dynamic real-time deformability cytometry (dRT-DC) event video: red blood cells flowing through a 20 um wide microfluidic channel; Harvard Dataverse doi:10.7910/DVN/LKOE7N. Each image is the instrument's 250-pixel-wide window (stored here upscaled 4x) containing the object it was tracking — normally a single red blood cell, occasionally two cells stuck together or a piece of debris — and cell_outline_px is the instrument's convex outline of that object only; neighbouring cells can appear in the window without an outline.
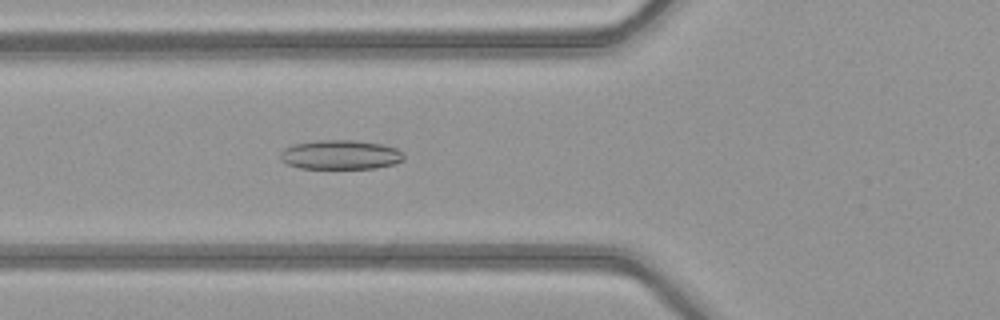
{"species": "common noctule bat (a hibernating species)", "species_latin": "Nyctalus noctula", "temperature_condition": "warm", "stored_images_in_passage": 44, "camera_frame_rate_fps": 3000, "um_per_image_px": 0.085, "animal": {"sex": "female", "body_mass_g": 21.9}, "frame": {"image": 1, "passage_image": 17, "time_ms": 5.333, "image_size_px": [1000, 320], "cell_outline_px": [[404, 160], [396, 164], [376, 168], [300, 168], [288, 164], [280, 160], [280, 152], [284, 148], [292, 144], [316, 140], [356, 140], [380, 144], [396, 148], [404, 152]], "centroid_in_image_um": [28.95, 13.15], "position_along_channel_um": 96.9, "area_um2": 21.33}}
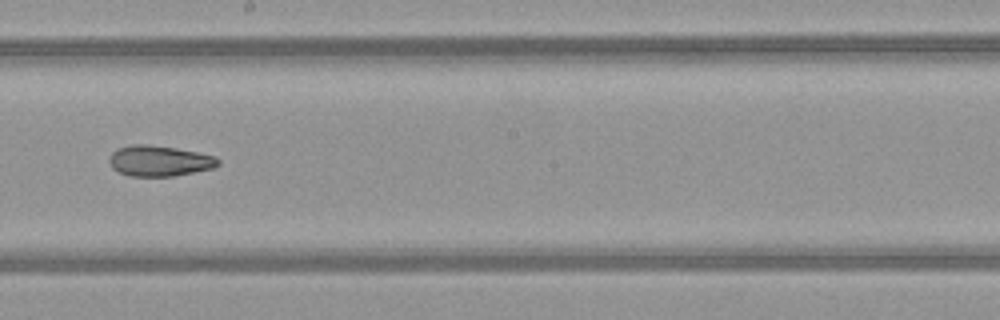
{"frame": {"image": 2, "passage_image": 27, "time_ms": 8.667, "image_size_px": [1000, 320], "cell_outline_px": [[220, 164], [212, 168], [172, 176], [128, 176], [112, 168], [108, 160], [108, 156], [116, 148], [132, 144], [148, 144], [176, 148], [200, 152], [216, 156], [220, 160]], "centroid_in_image_um": [13.52, 13.66], "position_along_channel_um": 234.7, "area_um2": 19.65}}
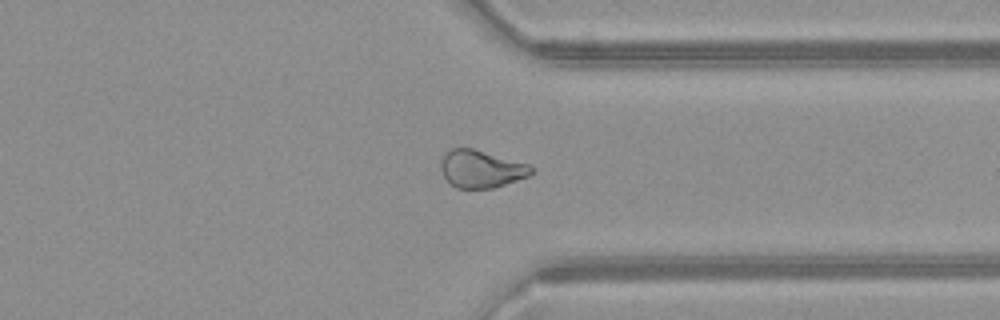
{"frame": {"image": 3, "passage_image": 37, "time_ms": 12.0, "image_size_px": [1000, 320], "cell_outline_px": [[536, 168], [528, 176], [492, 188], [456, 188], [444, 176], [440, 168], [440, 160], [444, 152], [448, 148], [472, 148], [528, 164]], "centroid_in_image_um": [40.86, 14.34], "position_along_channel_um": 370.5, "area_um2": 19.71}}